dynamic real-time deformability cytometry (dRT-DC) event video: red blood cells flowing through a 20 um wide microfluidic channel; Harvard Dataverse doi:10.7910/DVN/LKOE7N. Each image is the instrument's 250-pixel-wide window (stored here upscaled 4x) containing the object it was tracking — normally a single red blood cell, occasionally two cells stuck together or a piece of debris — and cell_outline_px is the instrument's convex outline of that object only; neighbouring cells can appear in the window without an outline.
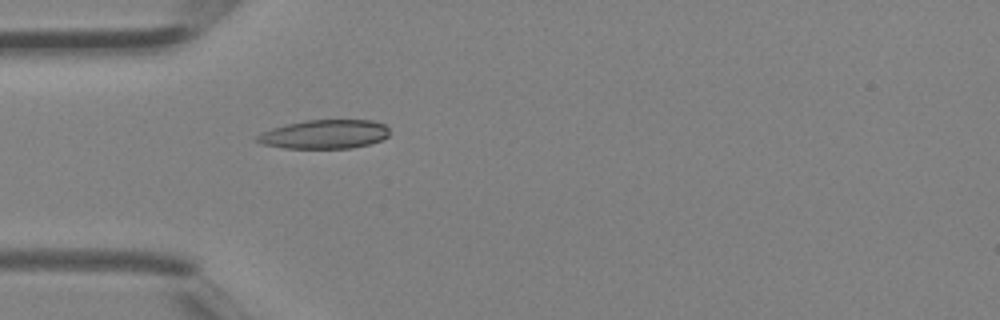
{"species": "Egyptian fruit bat (a non-hibernating species)", "species_latin": "Rousettus aegyptiacus", "temperature_condition": "room temperature", "stored_images_in_passage": 1, "camera_frame_rate_fps": 3000, "um_per_image_px": 0.085, "animal": {"sex": "female"}, "frame": {"image": 1, "passage_image": 1, "time_ms": 0.0, "image_size_px": [1000, 320], "cell_outline_px": [[388, 136], [380, 140], [368, 144], [352, 148], [284, 148], [260, 144], [256, 140], [256, 136], [272, 128], [304, 120], [372, 120], [384, 124], [388, 128]], "centroid_in_image_um": [27.58, 11.41], "position_along_channel_um": 57.4, "area_um2": 22.2}}